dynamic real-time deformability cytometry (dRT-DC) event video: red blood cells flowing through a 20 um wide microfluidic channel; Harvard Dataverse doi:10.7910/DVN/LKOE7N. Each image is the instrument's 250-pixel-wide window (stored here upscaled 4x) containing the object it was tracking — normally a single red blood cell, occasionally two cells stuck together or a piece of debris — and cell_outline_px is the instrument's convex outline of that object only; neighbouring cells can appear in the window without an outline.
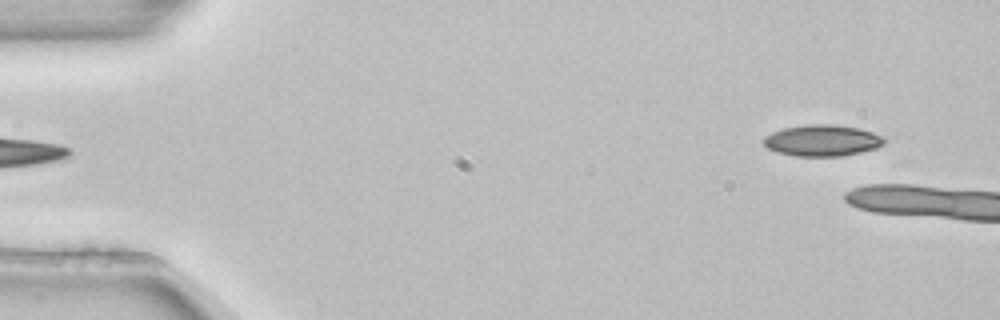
{"species": "common noctule bat (a hibernating species)", "species_latin": "Nyctalus noctula", "temperature_condition": "room temperature", "stored_images_in_passage": 2, "segment_of_instrument_passage": [2, 2], "camera_frame_rate_fps": 3000, "um_per_image_px": 0.085, "animal": {"sex": "female", "body_mass_g": 22.7, "forearm_length_mm": 54.2}, "frame": {"image": 1, "passage_image": 2, "time_ms": 0.333, "image_size_px": [1000, 320], "cell_outline_px": [[888, 140], [884, 144], [876, 148], [860, 152], [840, 156], [796, 156], [776, 152], [768, 148], [764, 144], [764, 136], [772, 132], [784, 128], [808, 124], [832, 124], [860, 128], [884, 136]], "centroid_in_image_um": [69.92, 11.93], "position_along_channel_um": 15.1, "area_um2": 22.14}}